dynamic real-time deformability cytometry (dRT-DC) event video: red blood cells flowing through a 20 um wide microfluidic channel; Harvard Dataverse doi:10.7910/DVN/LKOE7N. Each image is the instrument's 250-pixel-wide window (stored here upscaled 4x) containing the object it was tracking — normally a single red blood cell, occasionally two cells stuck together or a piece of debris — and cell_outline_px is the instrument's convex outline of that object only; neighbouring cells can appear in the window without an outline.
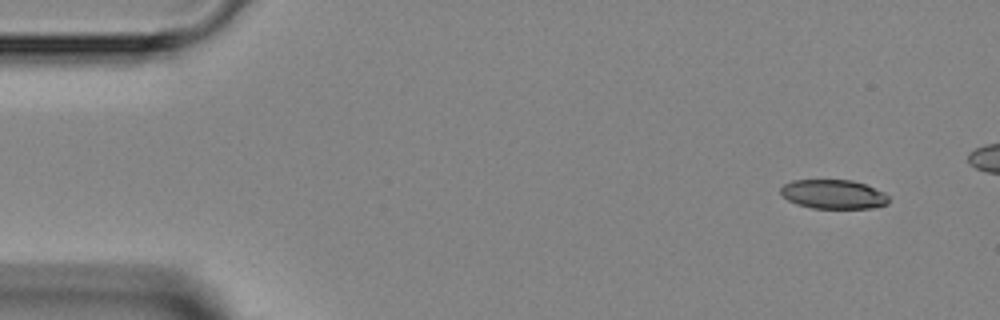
{"species": "Egyptian fruit bat (a non-hibernating species)", "species_latin": "Rousettus aegyptiacus", "temperature_condition": "room temperature", "stored_images_in_passage": 4, "camera_frame_rate_fps": 3000, "um_per_image_px": 0.085, "animal": {"sex": "female"}, "frame": {"image": 1, "passage_image": 1, "time_ms": 0.0, "image_size_px": [1000, 320], "cell_outline_px": [[888, 204], [872, 208], [812, 208], [796, 204], [788, 200], [780, 192], [780, 188], [784, 184], [792, 180], [852, 180], [864, 184], [884, 192], [888, 196]], "centroid_in_image_um": [70.83, 16.51], "position_along_channel_um": 14.2, "area_um2": 18.32}}